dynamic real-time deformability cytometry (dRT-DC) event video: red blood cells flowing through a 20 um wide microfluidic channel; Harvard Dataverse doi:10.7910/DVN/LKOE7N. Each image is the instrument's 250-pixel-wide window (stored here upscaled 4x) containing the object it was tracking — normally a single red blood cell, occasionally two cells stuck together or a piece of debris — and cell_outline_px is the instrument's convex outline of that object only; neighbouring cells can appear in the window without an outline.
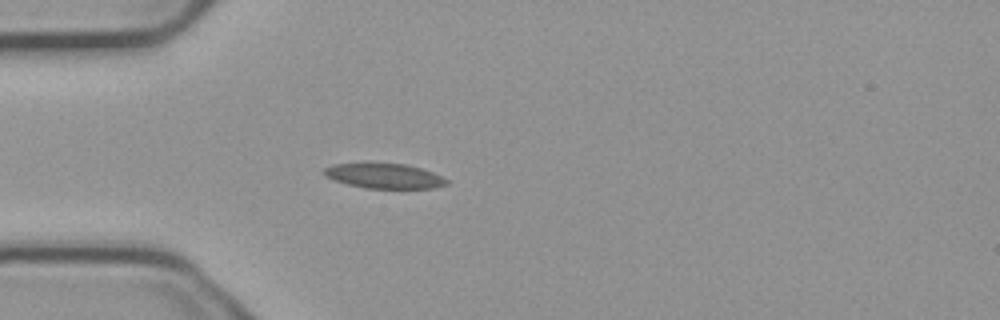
{"species": "common noctule bat (a hibernating species)", "species_latin": "Nyctalus noctula", "temperature_condition": "cold", "stored_images_in_passage": 5, "camera_frame_rate_fps": 3000, "um_per_image_px": 0.085, "animal": {"sex": "male", "body_mass_g": 23.1, "forearm_length_mm": 52.7}, "frame": {"image": 1, "passage_image": 5, "time_ms": 1.333, "image_size_px": [1000, 320], "cell_outline_px": [[448, 184], [436, 188], [364, 188], [332, 180], [324, 176], [320, 172], [324, 168], [336, 164], [372, 160], [404, 164], [420, 168], [432, 172], [448, 180]], "centroid_in_image_um": [32.57, 14.91], "position_along_channel_um": 52.4, "area_um2": 18.61}}